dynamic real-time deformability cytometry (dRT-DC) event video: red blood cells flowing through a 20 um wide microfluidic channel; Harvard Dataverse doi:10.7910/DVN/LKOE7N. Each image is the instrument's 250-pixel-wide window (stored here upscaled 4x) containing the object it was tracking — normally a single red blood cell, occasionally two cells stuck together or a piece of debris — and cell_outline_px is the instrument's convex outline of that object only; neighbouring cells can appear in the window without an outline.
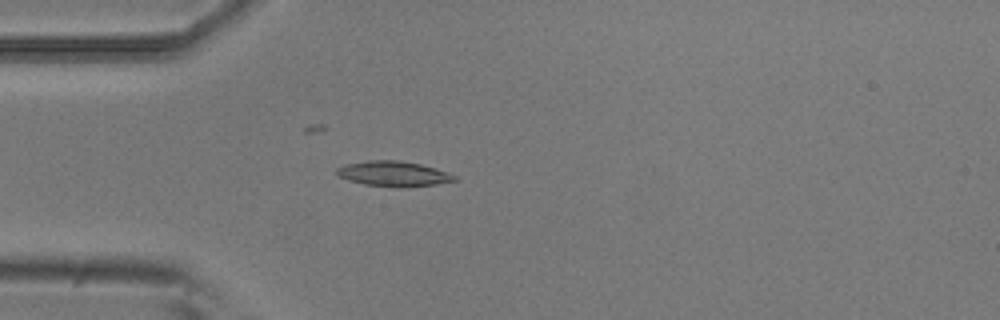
{"species": "common noctule bat (a hibernating species)", "species_latin": "Nyctalus noctula", "temperature_condition": "room temperature", "stored_images_in_passage": 4, "camera_frame_rate_fps": 3000, "um_per_image_px": 0.085, "animal": {"sex": "male", "body_mass_g": 20.5, "forearm_length_mm": 52.5}, "frame": {"image": 1, "passage_image": 4, "time_ms": 1.0, "image_size_px": [1000, 320], "cell_outline_px": [[460, 180], [436, 184], [400, 188], [364, 184], [348, 180], [336, 176], [336, 168], [344, 164], [368, 160], [400, 160], [420, 164], [448, 172], [456, 176]], "centroid_in_image_um": [33.43, 14.77], "position_along_channel_um": 51.6, "area_um2": 17.51}}